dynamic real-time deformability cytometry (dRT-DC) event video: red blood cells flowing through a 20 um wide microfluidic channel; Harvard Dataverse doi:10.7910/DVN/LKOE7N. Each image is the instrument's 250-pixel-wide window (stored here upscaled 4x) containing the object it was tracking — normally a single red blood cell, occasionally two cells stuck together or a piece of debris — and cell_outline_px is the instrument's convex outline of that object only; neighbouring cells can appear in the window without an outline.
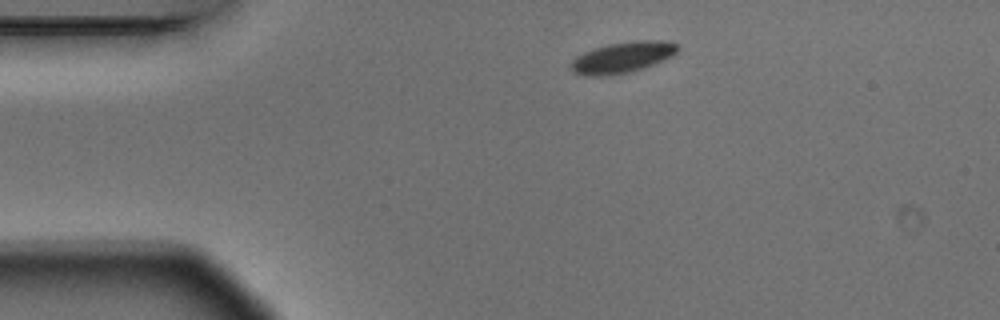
{"species": "Egyptian fruit bat (a non-hibernating species)", "species_latin": "Rousettus aegyptiacus", "temperature_condition": "warm", "stored_images_in_passage": 8, "camera_frame_rate_fps": 3000, "um_per_image_px": 0.085, "animal": {"sex": "male"}, "frame": {"image": 1, "passage_image": 1, "time_ms": 0.0, "image_size_px": [1000, 320], "cell_outline_px": [[680, 48], [672, 56], [644, 68], [628, 72], [600, 76], [584, 76], [576, 72], [568, 64], [576, 56], [584, 52], [608, 44], [632, 40], [664, 40], [680, 44]], "centroid_in_image_um": [52.94, 4.86], "position_along_channel_um": 32.1, "area_um2": 19.31}}
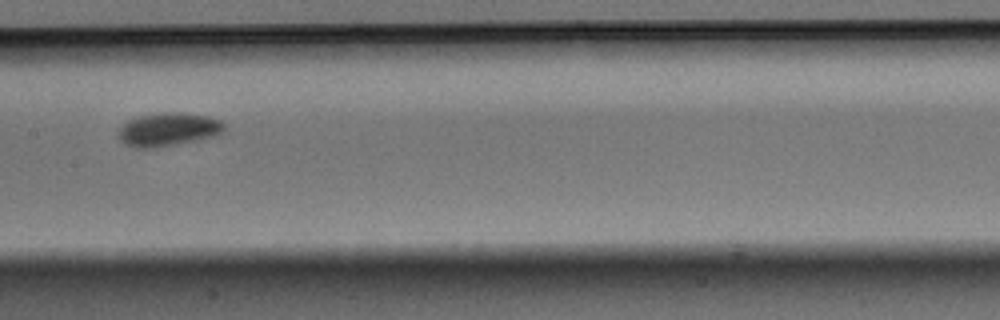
{"frame": {"image": 2, "passage_image": 5, "time_ms": 1.333, "image_size_px": [1000, 320], "cell_outline_px": [[224, 132], [212, 136], [176, 144], [152, 148], [136, 148], [124, 144], [120, 140], [120, 128], [128, 120], [140, 116], [160, 112], [180, 112], [208, 116], [220, 120], [224, 124]], "centroid_in_image_um": [14.3, 10.99], "position_along_channel_um": 193.1, "area_um2": 20.35}}
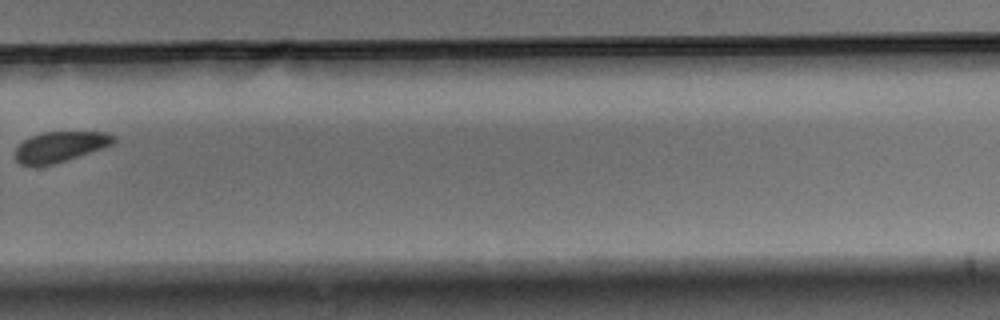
{"frame": {"image": 3, "passage_image": 8, "time_ms": 2.333, "image_size_px": [1000, 320], "cell_outline_px": [[116, 140], [112, 144], [104, 148], [52, 164], [36, 168], [32, 168], [20, 164], [16, 160], [16, 148], [24, 140], [32, 136], [44, 132], [104, 132], [116, 136]], "centroid_in_image_um": [5.09, 12.49], "position_along_channel_um": 324.7, "area_um2": 17.51}}